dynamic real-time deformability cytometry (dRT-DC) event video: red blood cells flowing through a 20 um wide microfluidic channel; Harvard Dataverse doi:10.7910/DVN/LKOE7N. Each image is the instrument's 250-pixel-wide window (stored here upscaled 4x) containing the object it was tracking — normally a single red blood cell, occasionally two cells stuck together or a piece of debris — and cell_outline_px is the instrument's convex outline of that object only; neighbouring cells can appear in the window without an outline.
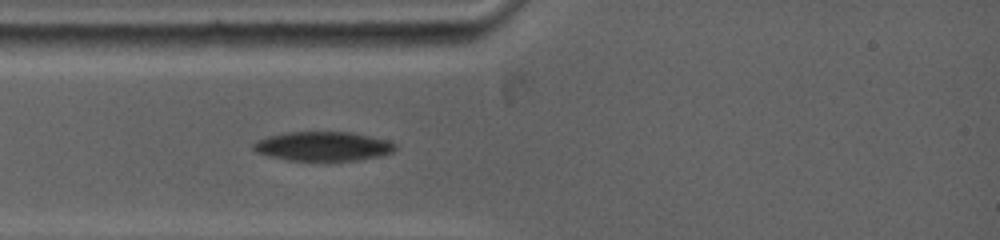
{"species": "common noctule bat (a hibernating species)", "species_latin": "Nyctalus noctula", "temperature_condition": "warm", "stored_images_in_passage": 5, "camera_frame_rate_fps": 5000, "um_per_image_px": 0.085, "animal": {"sex": "female", "body_mass_g": 19.0, "forearm_length_mm": 53.3}, "frame": {"image": 1, "passage_image": 5, "time_ms": 2.4, "image_size_px": [1000, 240], "cell_outline_px": [[396, 148], [392, 152], [380, 156], [356, 160], [288, 160], [268, 156], [256, 152], [252, 148], [252, 144], [256, 140], [268, 136], [288, 132], [352, 132], [388, 140], [396, 144]], "centroid_in_image_um": [27.44, 12.43], "position_along_channel_um": 57.6, "area_um2": 24.16}}